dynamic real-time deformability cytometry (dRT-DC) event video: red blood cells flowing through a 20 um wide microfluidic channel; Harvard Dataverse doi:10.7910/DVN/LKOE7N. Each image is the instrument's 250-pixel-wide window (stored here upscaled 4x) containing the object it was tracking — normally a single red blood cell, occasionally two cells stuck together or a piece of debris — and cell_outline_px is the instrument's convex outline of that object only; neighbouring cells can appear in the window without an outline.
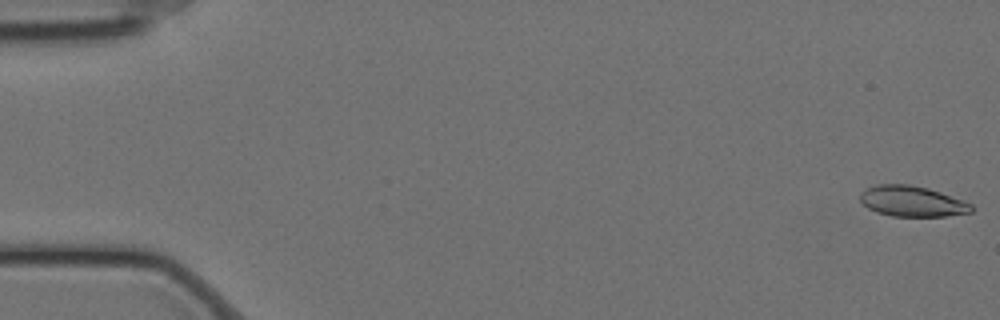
{"species": "Egyptian fruit bat (a non-hibernating species)", "species_latin": "Rousettus aegyptiacus", "temperature_condition": "cold", "stored_images_in_passage": 59, "camera_frame_rate_fps": 3000, "um_per_image_px": 0.085, "animal": {"sex": "female"}, "frame": {"image": 1, "passage_image": 1, "time_ms": 0.0, "image_size_px": [1000, 320], "cell_outline_px": [[972, 212], [944, 216], [892, 216], [876, 212], [868, 208], [860, 200], [860, 192], [876, 184], [908, 184], [928, 188], [964, 200], [972, 204]], "centroid_in_image_um": [77.52, 17.1], "position_along_channel_um": 7.5, "area_um2": 19.83}}
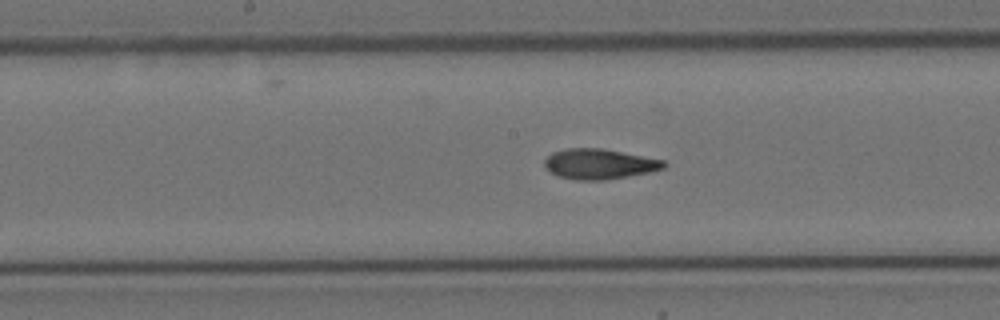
{"frame": {"image": 2, "passage_image": 30, "time_ms": 9.667, "image_size_px": [1000, 320], "cell_outline_px": [[668, 164], [664, 168], [648, 172], [604, 180], [576, 180], [556, 176], [548, 172], [544, 168], [544, 160], [552, 152], [564, 148], [600, 148], [664, 160]], "centroid_in_image_um": [50.87, 13.94], "position_along_channel_um": 197.3, "area_um2": 21.1}}
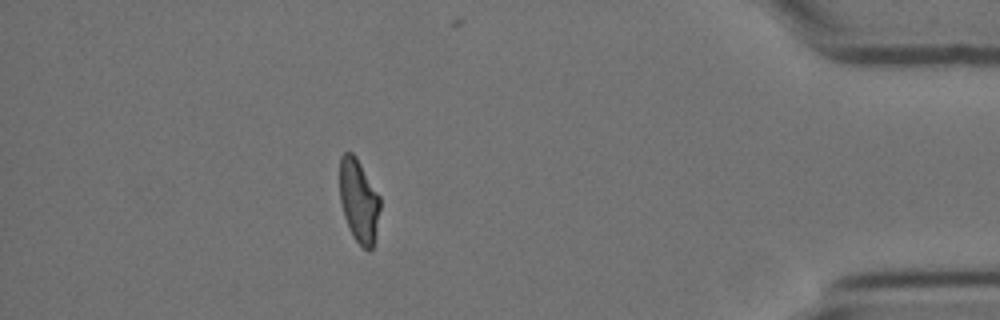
{"frame": {"image": 3, "passage_image": 52, "time_ms": 17.0, "image_size_px": [1000, 320], "cell_outline_px": [[380, 208], [372, 248], [368, 252], [352, 236], [344, 216], [340, 200], [340, 156], [344, 152], [352, 152], [356, 156], [380, 196]], "centroid_in_image_um": [30.49, 17.04], "position_along_channel_um": 404.7, "area_um2": 19.48}, "authors_computed_cell_mechanics": {"area_um2": 20.6346, "velocity_mm_per_s": 3.4581, "shape_relaxation_time_tau1_ms": 7.2645, "shape_relaxation_time_tau2_ms": 2.1592, "deformation_change_tau1": 0.2032, "deformation_change_tau2": 0.085}}